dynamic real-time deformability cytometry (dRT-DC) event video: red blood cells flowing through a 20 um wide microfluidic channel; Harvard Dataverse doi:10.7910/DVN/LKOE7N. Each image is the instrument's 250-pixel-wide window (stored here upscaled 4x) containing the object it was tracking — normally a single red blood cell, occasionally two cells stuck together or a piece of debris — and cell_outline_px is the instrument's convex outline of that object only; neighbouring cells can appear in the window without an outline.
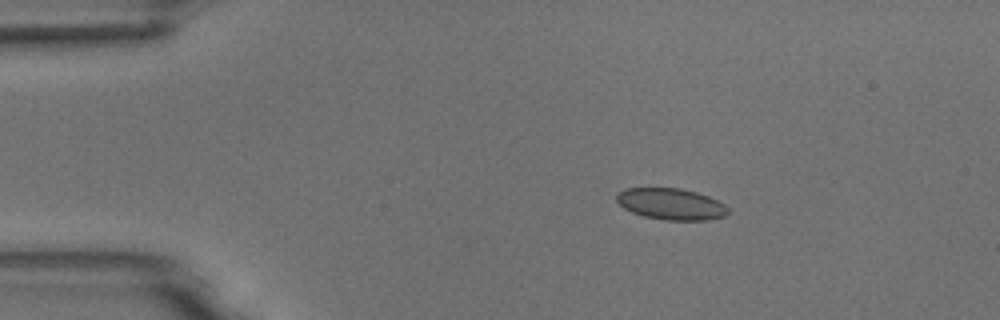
{"species": "common noctule bat (a hibernating species)", "species_latin": "Nyctalus noctula", "temperature_condition": "room temperature", "stored_images_in_passage": 5, "camera_frame_rate_fps": 3000, "um_per_image_px": 0.085, "animal": {"sex": "male", "body_mass_g": 18.8}, "frame": {"image": 1, "passage_image": 3, "time_ms": 0.667, "image_size_px": [1000, 320], "cell_outline_px": [[728, 212], [724, 216], [708, 220], [664, 220], [644, 216], [632, 212], [624, 208], [616, 200], [616, 196], [624, 188], [680, 188], [696, 192], [708, 196], [724, 204], [728, 208]], "centroid_in_image_um": [57.03, 17.34], "position_along_channel_um": 28.0, "area_um2": 20.29}}
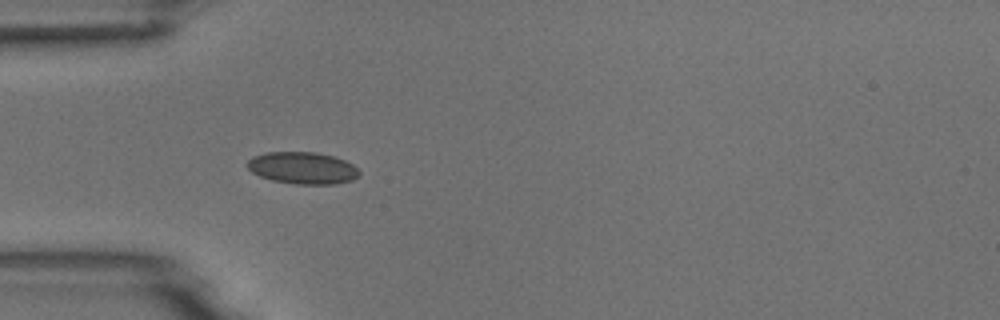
{"frame": {"image": 2, "passage_image": 5, "time_ms": 1.333, "image_size_px": [1000, 320], "cell_outline_px": [[360, 176], [352, 180], [336, 184], [292, 184], [272, 180], [260, 176], [252, 172], [244, 164], [252, 156], [264, 152], [316, 152], [332, 156], [344, 160], [352, 164], [360, 172]], "centroid_in_image_um": [25.69, 14.28], "position_along_channel_um": 59.3, "area_um2": 21.04}}